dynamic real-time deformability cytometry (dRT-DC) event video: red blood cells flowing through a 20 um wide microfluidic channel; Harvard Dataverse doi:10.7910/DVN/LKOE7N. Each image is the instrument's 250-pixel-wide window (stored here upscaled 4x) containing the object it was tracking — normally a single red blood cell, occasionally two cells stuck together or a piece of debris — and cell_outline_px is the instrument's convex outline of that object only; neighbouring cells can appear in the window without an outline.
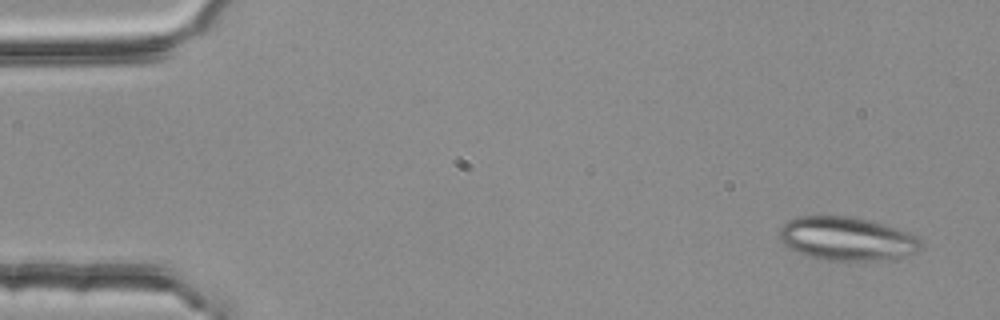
{"species": "common noctule bat (a hibernating species)", "species_latin": "Nyctalus noctula", "temperature_condition": "room temperature", "stored_images_in_passage": 4, "camera_frame_rate_fps": 3000, "um_per_image_px": 0.085, "animal": {"sex": "female", "body_mass_g": 25.1}, "frame": {"image": 1, "passage_image": 1, "time_ms": 0.0, "image_size_px": [1000, 320], "cell_outline_px": [[920, 252], [900, 256], [876, 260], [828, 260], [804, 256], [788, 248], [780, 240], [780, 228], [788, 220], [800, 216], [848, 216], [872, 220], [908, 232], [916, 236], [920, 240]], "centroid_in_image_um": [71.95, 20.28], "position_along_channel_um": 13.1, "area_um2": 35.84}}